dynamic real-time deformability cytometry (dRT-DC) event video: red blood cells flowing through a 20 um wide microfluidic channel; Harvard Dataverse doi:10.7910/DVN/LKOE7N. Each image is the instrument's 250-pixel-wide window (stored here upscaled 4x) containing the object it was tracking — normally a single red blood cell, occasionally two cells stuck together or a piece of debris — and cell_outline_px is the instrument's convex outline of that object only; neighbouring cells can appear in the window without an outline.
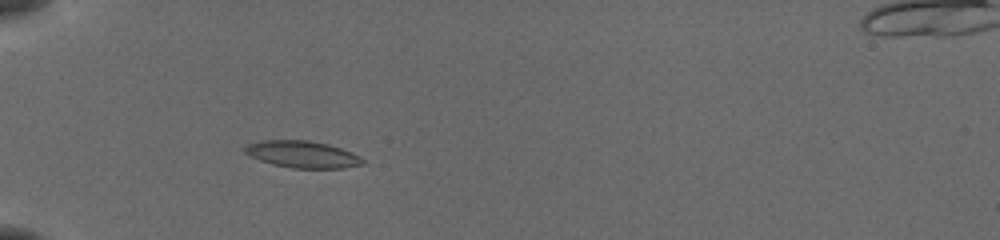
{"species": "common noctule bat (a hibernating species)", "species_latin": "Nyctalus noctula", "temperature_condition": "cold", "stored_images_in_passage": 51, "camera_frame_rate_fps": 3000, "um_per_image_px": 0.085, "animal": {"sex": "female", "body_mass_g": 19.5, "forearm_length_mm": 54.1}, "frame": {"image": 1, "passage_image": 15, "time_ms": 4.667, "image_size_px": [1000, 240], "cell_outline_px": [[364, 164], [344, 168], [292, 168], [272, 164], [248, 156], [244, 152], [244, 148], [248, 144], [260, 140], [308, 140], [328, 144], [352, 152], [364, 160]], "centroid_in_image_um": [25.68, 13.12], "position_along_channel_um": 59.3, "area_um2": 18.5}}
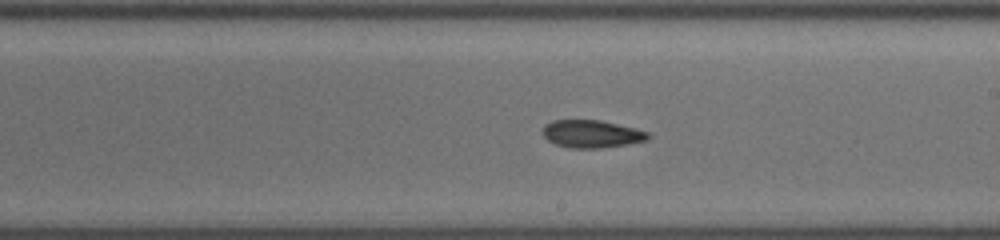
{"frame": {"image": 2, "passage_image": 30, "time_ms": 9.667, "image_size_px": [1000, 240], "cell_outline_px": [[648, 140], [600, 148], [568, 148], [556, 144], [548, 140], [540, 132], [552, 120], [600, 120], [636, 128], [648, 132]], "centroid_in_image_um": [50.27, 11.38], "position_along_channel_um": 238.7, "area_um2": 16.82}}
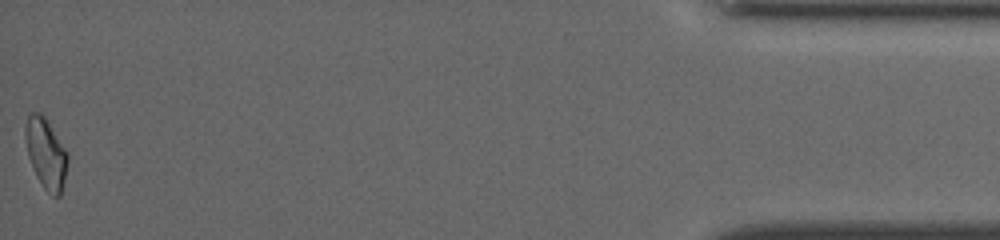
{"frame": {"image": 3, "passage_image": 51, "time_ms": 16.667, "image_size_px": [1000, 240], "cell_outline_px": [[68, 160], [64, 180], [60, 196], [52, 196], [44, 188], [36, 176], [28, 156], [24, 132], [24, 128], [28, 116], [32, 112], [40, 112], [44, 116], [68, 152]], "centroid_in_image_um": [3.9, 13.03], "position_along_channel_um": 431.3, "area_um2": 17.22}, "authors_computed_cell_mechanics": {"area_um2": 17.5134, "velocity_mm_per_s": 3.8784, "shape_relaxation_time_tau1_ms": 7.7443, "shape_relaxation_time_tau2_ms": 7.7019, "deformation_change_tau1": 0.1754, "deformation_change_tau2": 0.1536}}